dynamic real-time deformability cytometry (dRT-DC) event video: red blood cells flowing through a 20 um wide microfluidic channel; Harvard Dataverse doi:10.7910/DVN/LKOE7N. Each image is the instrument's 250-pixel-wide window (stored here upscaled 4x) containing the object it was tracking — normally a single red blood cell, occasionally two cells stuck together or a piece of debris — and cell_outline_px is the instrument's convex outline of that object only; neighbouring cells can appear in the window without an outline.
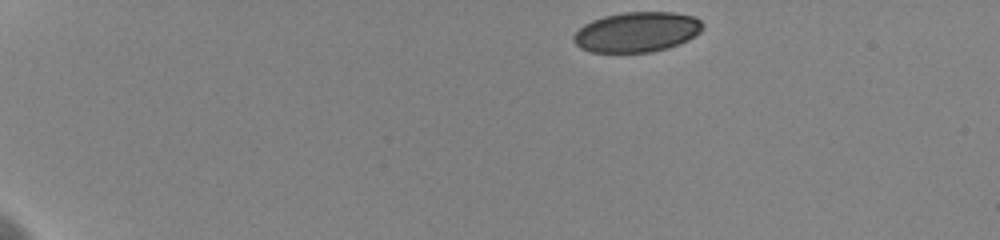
{"species": "human", "species_latin": "Homo sapiens", "temperature_condition": "cold", "stored_images_in_passage": 43, "camera_frame_rate_fps": 3000, "um_per_image_px": 0.085, "donor": {"sex": "female"}, "frame": {"image": 1, "passage_image": 1, "time_ms": 0.0, "image_size_px": [1000, 240], "cell_outline_px": [[704, 28], [700, 32], [688, 40], [668, 48], [652, 52], [592, 52], [580, 48], [572, 40], [572, 36], [584, 24], [592, 20], [604, 16], [624, 12], [672, 12], [696, 16], [704, 24]], "centroid_in_image_um": [54.15, 2.71], "position_along_channel_um": 30.8, "area_um2": 30.35}}
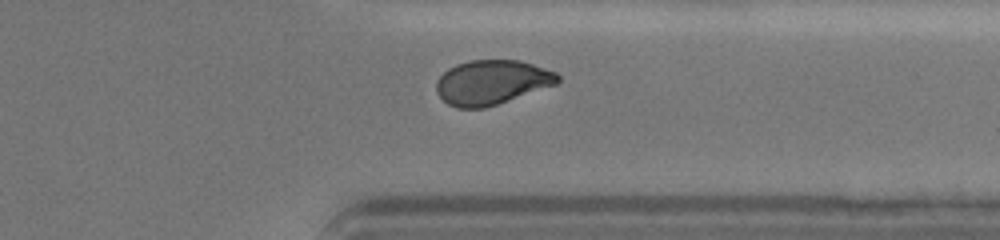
{"frame": {"image": 2, "passage_image": 38, "time_ms": 12.333, "image_size_px": [1000, 240], "cell_outline_px": [[560, 80], [556, 84], [484, 108], [456, 108], [448, 104], [436, 92], [436, 80], [448, 68], [456, 64], [468, 60], [520, 60], [556, 72], [560, 76]], "centroid_in_image_um": [41.77, 6.98], "position_along_channel_um": 369.6, "area_um2": 31.33}}
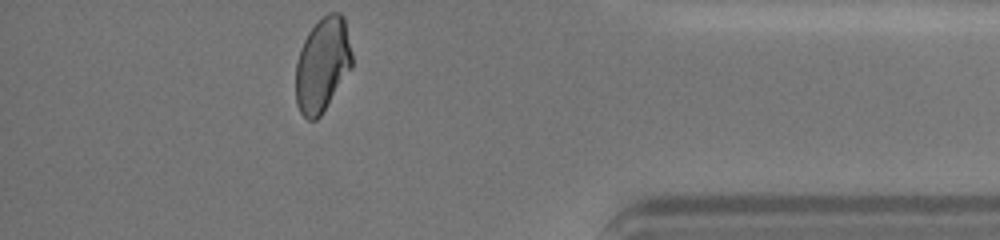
{"frame": {"image": 3, "passage_image": 43, "time_ms": 14.0, "image_size_px": [1000, 240], "cell_outline_px": [[352, 68], [320, 116], [316, 120], [308, 120], [300, 112], [296, 104], [296, 64], [300, 48], [308, 32], [328, 12], [340, 12], [344, 16], [352, 56]], "centroid_in_image_um": [27.4, 5.51], "position_along_channel_um": 407.8, "area_um2": 30.81}, "authors_computed_cell_mechanics": {"area_um2": 32.4258, "velocity_mm_per_s": 3.5935, "shape_relaxation_time_tau1_ms": 6.798, "shape_relaxation_time_tau2_ms": 2.2396, "deformation_change_tau1": 0.1345, "deformation_change_tau2": 0.0577}}